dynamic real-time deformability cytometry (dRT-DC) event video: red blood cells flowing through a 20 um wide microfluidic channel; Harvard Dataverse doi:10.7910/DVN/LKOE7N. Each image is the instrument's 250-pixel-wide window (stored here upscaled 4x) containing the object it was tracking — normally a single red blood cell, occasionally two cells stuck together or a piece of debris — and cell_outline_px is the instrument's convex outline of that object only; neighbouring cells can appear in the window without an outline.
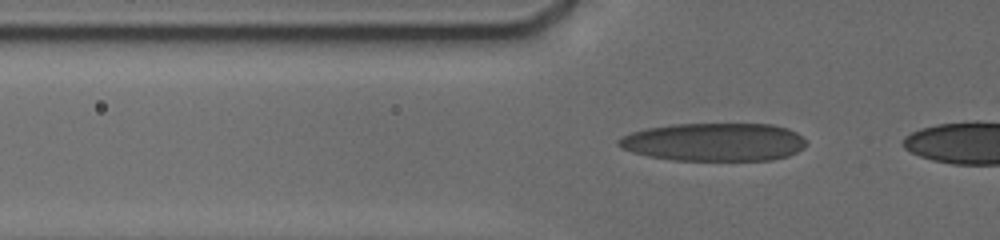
{"species": "human", "species_latin": "Homo sapiens", "temperature_condition": "cold", "stored_images_in_passage": 12, "camera_frame_rate_fps": 3000, "um_per_image_px": 0.085, "donor": {"sex": "male"}, "frame": {"image": 1, "passage_image": 10, "time_ms": 4.667, "image_size_px": [1000, 240], "cell_outline_px": [[808, 144], [796, 152], [788, 156], [772, 160], [676, 160], [652, 156], [632, 152], [616, 144], [616, 140], [632, 132], [648, 128], [672, 124], [772, 124], [788, 128], [804, 136]], "centroid_in_image_um": [60.76, 12.06], "position_along_channel_um": 65.0, "area_um2": 41.67}}